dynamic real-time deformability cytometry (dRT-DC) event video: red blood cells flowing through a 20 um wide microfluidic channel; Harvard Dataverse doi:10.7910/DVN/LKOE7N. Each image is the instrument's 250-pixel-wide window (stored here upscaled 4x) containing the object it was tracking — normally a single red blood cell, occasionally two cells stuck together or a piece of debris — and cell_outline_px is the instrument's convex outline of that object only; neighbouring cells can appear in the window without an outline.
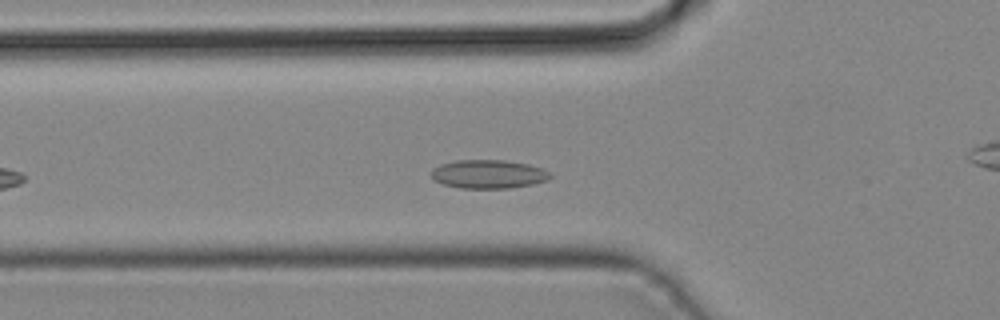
{"species": "common noctule bat (a hibernating species)", "species_latin": "Nyctalus noctula", "temperature_condition": "cold", "stored_images_in_passage": 30, "camera_frame_rate_fps": 3000, "um_per_image_px": 0.085, "animal": {"sex": "male", "body_mass_g": 19.2, "forearm_length_mm": 51.8}, "frame": {"image": 1, "passage_image": 8, "time_ms": 2.333, "image_size_px": [1000, 320], "cell_outline_px": [[552, 176], [548, 180], [532, 184], [508, 188], [460, 188], [444, 184], [432, 180], [432, 168], [440, 164], [456, 160], [504, 160], [528, 164], [540, 168], [548, 172]], "centroid_in_image_um": [41.48, 14.8], "position_along_channel_um": 84.3, "area_um2": 19.77}}
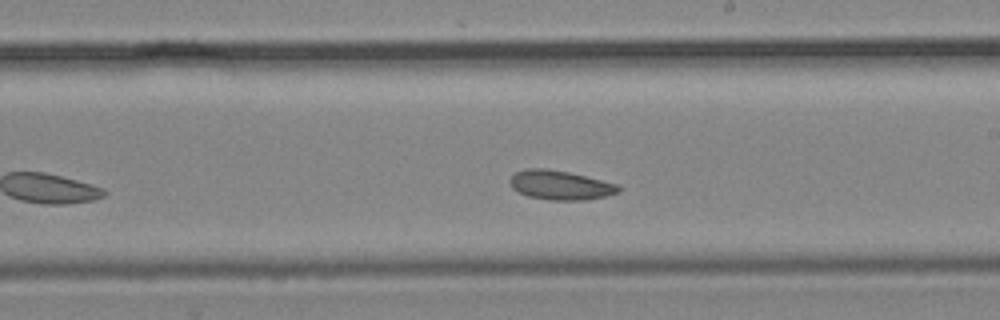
{"frame": {"image": 2, "passage_image": 18, "time_ms": 5.667, "image_size_px": [1000, 320], "cell_outline_px": [[620, 192], [604, 196], [584, 200], [552, 200], [528, 196], [512, 188], [508, 180], [516, 172], [528, 168], [548, 168], [568, 172], [616, 184], [620, 188]], "centroid_in_image_um": [47.59, 15.73], "position_along_channel_um": 241.4, "area_um2": 18.26}}
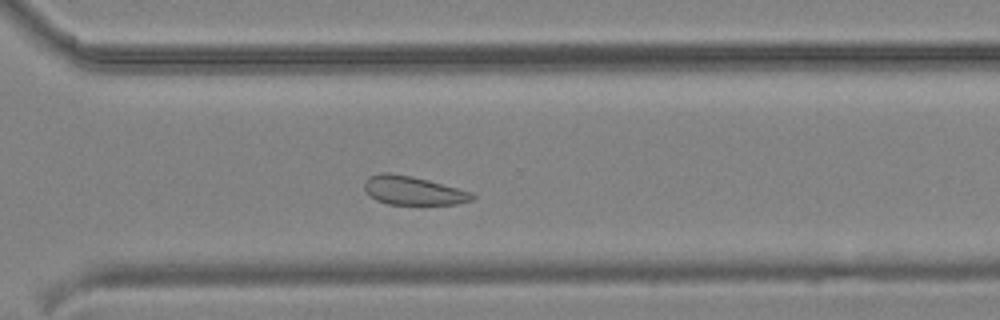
{"frame": {"image": 3, "passage_image": 24, "time_ms": 7.667, "image_size_px": [1000, 320], "cell_outline_px": [[476, 196], [472, 200], [456, 204], [388, 204], [376, 200], [364, 188], [364, 180], [368, 176], [380, 172], [388, 172], [412, 176], [428, 180], [472, 192]], "centroid_in_image_um": [35.09, 16.18], "position_along_channel_um": 335.5, "area_um2": 17.98}}